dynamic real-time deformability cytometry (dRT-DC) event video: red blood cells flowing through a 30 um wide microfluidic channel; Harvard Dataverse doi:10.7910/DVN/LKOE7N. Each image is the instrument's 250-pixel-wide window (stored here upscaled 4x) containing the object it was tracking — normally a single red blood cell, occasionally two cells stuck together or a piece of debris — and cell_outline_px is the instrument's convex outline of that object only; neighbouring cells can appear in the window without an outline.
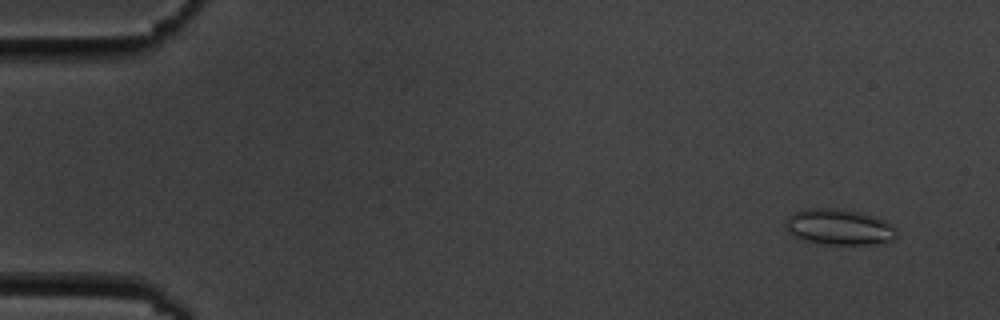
{"species": "common noctule bat (a hibernating species)", "species_latin": "Nyctalus noctula", "temperature_condition": "cold", "stored_images_in_passage": 6, "camera_frame_rate_fps": 3000, "um_per_image_px": 0.085, "animal": {"sex": "male", "body_mass_g": 19.5, "forearm_length_mm": 54.6}, "frame": {"image": 1, "passage_image": 2, "time_ms": 1.0, "image_size_px": [1000, 320], "cell_outline_px": [[896, 236], [892, 240], [876, 244], [824, 244], [804, 240], [792, 236], [788, 232], [788, 216], [796, 212], [808, 208], [836, 208], [856, 212], [872, 216], [884, 220], [896, 228]], "centroid_in_image_um": [71.33, 19.3], "position_along_channel_um": 13.7, "area_um2": 22.83}}